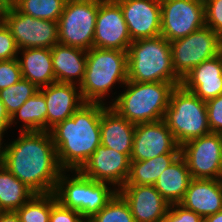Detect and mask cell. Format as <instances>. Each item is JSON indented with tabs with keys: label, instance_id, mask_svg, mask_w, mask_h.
Listing matches in <instances>:
<instances>
[{
	"label": "cell",
	"instance_id": "obj_28",
	"mask_svg": "<svg viewBox=\"0 0 222 222\" xmlns=\"http://www.w3.org/2000/svg\"><path fill=\"white\" fill-rule=\"evenodd\" d=\"M67 0H11L21 12L34 18L57 22Z\"/></svg>",
	"mask_w": 222,
	"mask_h": 222
},
{
	"label": "cell",
	"instance_id": "obj_16",
	"mask_svg": "<svg viewBox=\"0 0 222 222\" xmlns=\"http://www.w3.org/2000/svg\"><path fill=\"white\" fill-rule=\"evenodd\" d=\"M133 41L161 35L160 0H116Z\"/></svg>",
	"mask_w": 222,
	"mask_h": 222
},
{
	"label": "cell",
	"instance_id": "obj_12",
	"mask_svg": "<svg viewBox=\"0 0 222 222\" xmlns=\"http://www.w3.org/2000/svg\"><path fill=\"white\" fill-rule=\"evenodd\" d=\"M161 35L169 42L205 26L203 0H160Z\"/></svg>",
	"mask_w": 222,
	"mask_h": 222
},
{
	"label": "cell",
	"instance_id": "obj_31",
	"mask_svg": "<svg viewBox=\"0 0 222 222\" xmlns=\"http://www.w3.org/2000/svg\"><path fill=\"white\" fill-rule=\"evenodd\" d=\"M90 222H135L130 207L117 191L108 203L91 219Z\"/></svg>",
	"mask_w": 222,
	"mask_h": 222
},
{
	"label": "cell",
	"instance_id": "obj_27",
	"mask_svg": "<svg viewBox=\"0 0 222 222\" xmlns=\"http://www.w3.org/2000/svg\"><path fill=\"white\" fill-rule=\"evenodd\" d=\"M23 122L20 131H47V106L44 96L39 90L10 117V126ZM12 125V126H11Z\"/></svg>",
	"mask_w": 222,
	"mask_h": 222
},
{
	"label": "cell",
	"instance_id": "obj_36",
	"mask_svg": "<svg viewBox=\"0 0 222 222\" xmlns=\"http://www.w3.org/2000/svg\"><path fill=\"white\" fill-rule=\"evenodd\" d=\"M161 222H204V219L180 203L170 204Z\"/></svg>",
	"mask_w": 222,
	"mask_h": 222
},
{
	"label": "cell",
	"instance_id": "obj_38",
	"mask_svg": "<svg viewBox=\"0 0 222 222\" xmlns=\"http://www.w3.org/2000/svg\"><path fill=\"white\" fill-rule=\"evenodd\" d=\"M10 117L7 114L3 102L0 100V130H8L10 128Z\"/></svg>",
	"mask_w": 222,
	"mask_h": 222
},
{
	"label": "cell",
	"instance_id": "obj_32",
	"mask_svg": "<svg viewBox=\"0 0 222 222\" xmlns=\"http://www.w3.org/2000/svg\"><path fill=\"white\" fill-rule=\"evenodd\" d=\"M82 215L74 210L63 206L56 198L55 193H51V213L49 222H83Z\"/></svg>",
	"mask_w": 222,
	"mask_h": 222
},
{
	"label": "cell",
	"instance_id": "obj_9",
	"mask_svg": "<svg viewBox=\"0 0 222 222\" xmlns=\"http://www.w3.org/2000/svg\"><path fill=\"white\" fill-rule=\"evenodd\" d=\"M0 19L9 28L19 50L51 49L59 43L57 22L21 13L11 2L3 6Z\"/></svg>",
	"mask_w": 222,
	"mask_h": 222
},
{
	"label": "cell",
	"instance_id": "obj_6",
	"mask_svg": "<svg viewBox=\"0 0 222 222\" xmlns=\"http://www.w3.org/2000/svg\"><path fill=\"white\" fill-rule=\"evenodd\" d=\"M163 121L180 146L211 132L206 102L181 85L172 91Z\"/></svg>",
	"mask_w": 222,
	"mask_h": 222
},
{
	"label": "cell",
	"instance_id": "obj_19",
	"mask_svg": "<svg viewBox=\"0 0 222 222\" xmlns=\"http://www.w3.org/2000/svg\"><path fill=\"white\" fill-rule=\"evenodd\" d=\"M184 89L207 102L222 94V53L203 61L181 80Z\"/></svg>",
	"mask_w": 222,
	"mask_h": 222
},
{
	"label": "cell",
	"instance_id": "obj_22",
	"mask_svg": "<svg viewBox=\"0 0 222 222\" xmlns=\"http://www.w3.org/2000/svg\"><path fill=\"white\" fill-rule=\"evenodd\" d=\"M51 57L56 82L80 86L86 69L87 51L58 43L51 48Z\"/></svg>",
	"mask_w": 222,
	"mask_h": 222
},
{
	"label": "cell",
	"instance_id": "obj_18",
	"mask_svg": "<svg viewBox=\"0 0 222 222\" xmlns=\"http://www.w3.org/2000/svg\"><path fill=\"white\" fill-rule=\"evenodd\" d=\"M39 90L47 106V131L70 118L85 103L79 86L75 84L55 82Z\"/></svg>",
	"mask_w": 222,
	"mask_h": 222
},
{
	"label": "cell",
	"instance_id": "obj_42",
	"mask_svg": "<svg viewBox=\"0 0 222 222\" xmlns=\"http://www.w3.org/2000/svg\"><path fill=\"white\" fill-rule=\"evenodd\" d=\"M11 0H0V3L4 6L6 4H9Z\"/></svg>",
	"mask_w": 222,
	"mask_h": 222
},
{
	"label": "cell",
	"instance_id": "obj_37",
	"mask_svg": "<svg viewBox=\"0 0 222 222\" xmlns=\"http://www.w3.org/2000/svg\"><path fill=\"white\" fill-rule=\"evenodd\" d=\"M211 132L222 134V94L206 102Z\"/></svg>",
	"mask_w": 222,
	"mask_h": 222
},
{
	"label": "cell",
	"instance_id": "obj_4",
	"mask_svg": "<svg viewBox=\"0 0 222 222\" xmlns=\"http://www.w3.org/2000/svg\"><path fill=\"white\" fill-rule=\"evenodd\" d=\"M127 80V51L96 47L87 51L84 78L79 86L84 102L105 104L113 86L119 83L124 87Z\"/></svg>",
	"mask_w": 222,
	"mask_h": 222
},
{
	"label": "cell",
	"instance_id": "obj_29",
	"mask_svg": "<svg viewBox=\"0 0 222 222\" xmlns=\"http://www.w3.org/2000/svg\"><path fill=\"white\" fill-rule=\"evenodd\" d=\"M39 88L27 79L21 78L16 84L0 90V100L11 117L27 99L31 98Z\"/></svg>",
	"mask_w": 222,
	"mask_h": 222
},
{
	"label": "cell",
	"instance_id": "obj_13",
	"mask_svg": "<svg viewBox=\"0 0 222 222\" xmlns=\"http://www.w3.org/2000/svg\"><path fill=\"white\" fill-rule=\"evenodd\" d=\"M131 43L119 3L116 0H98L93 47L127 51Z\"/></svg>",
	"mask_w": 222,
	"mask_h": 222
},
{
	"label": "cell",
	"instance_id": "obj_41",
	"mask_svg": "<svg viewBox=\"0 0 222 222\" xmlns=\"http://www.w3.org/2000/svg\"><path fill=\"white\" fill-rule=\"evenodd\" d=\"M204 222H222V210L213 215L207 216L204 219Z\"/></svg>",
	"mask_w": 222,
	"mask_h": 222
},
{
	"label": "cell",
	"instance_id": "obj_21",
	"mask_svg": "<svg viewBox=\"0 0 222 222\" xmlns=\"http://www.w3.org/2000/svg\"><path fill=\"white\" fill-rule=\"evenodd\" d=\"M135 127V124L129 122L107 104L101 112V145L125 153L130 157Z\"/></svg>",
	"mask_w": 222,
	"mask_h": 222
},
{
	"label": "cell",
	"instance_id": "obj_23",
	"mask_svg": "<svg viewBox=\"0 0 222 222\" xmlns=\"http://www.w3.org/2000/svg\"><path fill=\"white\" fill-rule=\"evenodd\" d=\"M20 53L22 56L18 57V61L21 67L22 78L29 80L38 88L56 82L51 49L27 48L19 50Z\"/></svg>",
	"mask_w": 222,
	"mask_h": 222
},
{
	"label": "cell",
	"instance_id": "obj_7",
	"mask_svg": "<svg viewBox=\"0 0 222 222\" xmlns=\"http://www.w3.org/2000/svg\"><path fill=\"white\" fill-rule=\"evenodd\" d=\"M67 172L60 174L54 193L63 206L78 211L85 220L97 214L118 191L107 182L83 176L78 170L70 171L71 177Z\"/></svg>",
	"mask_w": 222,
	"mask_h": 222
},
{
	"label": "cell",
	"instance_id": "obj_30",
	"mask_svg": "<svg viewBox=\"0 0 222 222\" xmlns=\"http://www.w3.org/2000/svg\"><path fill=\"white\" fill-rule=\"evenodd\" d=\"M15 212L20 222H49L51 193L35 194Z\"/></svg>",
	"mask_w": 222,
	"mask_h": 222
},
{
	"label": "cell",
	"instance_id": "obj_35",
	"mask_svg": "<svg viewBox=\"0 0 222 222\" xmlns=\"http://www.w3.org/2000/svg\"><path fill=\"white\" fill-rule=\"evenodd\" d=\"M19 49L9 28L0 19V60L18 58Z\"/></svg>",
	"mask_w": 222,
	"mask_h": 222
},
{
	"label": "cell",
	"instance_id": "obj_43",
	"mask_svg": "<svg viewBox=\"0 0 222 222\" xmlns=\"http://www.w3.org/2000/svg\"><path fill=\"white\" fill-rule=\"evenodd\" d=\"M2 8H3V5L0 3V16H1Z\"/></svg>",
	"mask_w": 222,
	"mask_h": 222
},
{
	"label": "cell",
	"instance_id": "obj_39",
	"mask_svg": "<svg viewBox=\"0 0 222 222\" xmlns=\"http://www.w3.org/2000/svg\"><path fill=\"white\" fill-rule=\"evenodd\" d=\"M0 222H20L19 216L15 211L0 212Z\"/></svg>",
	"mask_w": 222,
	"mask_h": 222
},
{
	"label": "cell",
	"instance_id": "obj_11",
	"mask_svg": "<svg viewBox=\"0 0 222 222\" xmlns=\"http://www.w3.org/2000/svg\"><path fill=\"white\" fill-rule=\"evenodd\" d=\"M192 178L222 179V134L210 132L180 146Z\"/></svg>",
	"mask_w": 222,
	"mask_h": 222
},
{
	"label": "cell",
	"instance_id": "obj_5",
	"mask_svg": "<svg viewBox=\"0 0 222 222\" xmlns=\"http://www.w3.org/2000/svg\"><path fill=\"white\" fill-rule=\"evenodd\" d=\"M127 68L128 80L133 82L181 84L174 71L170 42L162 35L133 41L127 50Z\"/></svg>",
	"mask_w": 222,
	"mask_h": 222
},
{
	"label": "cell",
	"instance_id": "obj_24",
	"mask_svg": "<svg viewBox=\"0 0 222 222\" xmlns=\"http://www.w3.org/2000/svg\"><path fill=\"white\" fill-rule=\"evenodd\" d=\"M191 180L187 163L180 155L162 172L154 187L170 205L183 200Z\"/></svg>",
	"mask_w": 222,
	"mask_h": 222
},
{
	"label": "cell",
	"instance_id": "obj_15",
	"mask_svg": "<svg viewBox=\"0 0 222 222\" xmlns=\"http://www.w3.org/2000/svg\"><path fill=\"white\" fill-rule=\"evenodd\" d=\"M167 153H181V149L163 120L136 124L131 161H144Z\"/></svg>",
	"mask_w": 222,
	"mask_h": 222
},
{
	"label": "cell",
	"instance_id": "obj_34",
	"mask_svg": "<svg viewBox=\"0 0 222 222\" xmlns=\"http://www.w3.org/2000/svg\"><path fill=\"white\" fill-rule=\"evenodd\" d=\"M205 26L222 38V0H204Z\"/></svg>",
	"mask_w": 222,
	"mask_h": 222
},
{
	"label": "cell",
	"instance_id": "obj_17",
	"mask_svg": "<svg viewBox=\"0 0 222 222\" xmlns=\"http://www.w3.org/2000/svg\"><path fill=\"white\" fill-rule=\"evenodd\" d=\"M118 192L127 201L135 222H161L169 208L154 185H124Z\"/></svg>",
	"mask_w": 222,
	"mask_h": 222
},
{
	"label": "cell",
	"instance_id": "obj_14",
	"mask_svg": "<svg viewBox=\"0 0 222 222\" xmlns=\"http://www.w3.org/2000/svg\"><path fill=\"white\" fill-rule=\"evenodd\" d=\"M130 166L128 155L99 145L78 171L87 178L107 182L119 190L127 182Z\"/></svg>",
	"mask_w": 222,
	"mask_h": 222
},
{
	"label": "cell",
	"instance_id": "obj_10",
	"mask_svg": "<svg viewBox=\"0 0 222 222\" xmlns=\"http://www.w3.org/2000/svg\"><path fill=\"white\" fill-rule=\"evenodd\" d=\"M172 63L182 80L194 67L222 53V38L204 26L188 36L170 42Z\"/></svg>",
	"mask_w": 222,
	"mask_h": 222
},
{
	"label": "cell",
	"instance_id": "obj_26",
	"mask_svg": "<svg viewBox=\"0 0 222 222\" xmlns=\"http://www.w3.org/2000/svg\"><path fill=\"white\" fill-rule=\"evenodd\" d=\"M35 193L0 165V212H13L21 208Z\"/></svg>",
	"mask_w": 222,
	"mask_h": 222
},
{
	"label": "cell",
	"instance_id": "obj_2",
	"mask_svg": "<svg viewBox=\"0 0 222 222\" xmlns=\"http://www.w3.org/2000/svg\"><path fill=\"white\" fill-rule=\"evenodd\" d=\"M106 106L85 102L70 118L49 130L64 171L79 170L101 145V112Z\"/></svg>",
	"mask_w": 222,
	"mask_h": 222
},
{
	"label": "cell",
	"instance_id": "obj_40",
	"mask_svg": "<svg viewBox=\"0 0 222 222\" xmlns=\"http://www.w3.org/2000/svg\"><path fill=\"white\" fill-rule=\"evenodd\" d=\"M5 131H7V130H0V165H3L5 153H6V150H7V144L4 143V141H3ZM3 143H4V145H3Z\"/></svg>",
	"mask_w": 222,
	"mask_h": 222
},
{
	"label": "cell",
	"instance_id": "obj_33",
	"mask_svg": "<svg viewBox=\"0 0 222 222\" xmlns=\"http://www.w3.org/2000/svg\"><path fill=\"white\" fill-rule=\"evenodd\" d=\"M22 78L18 58L0 60V90L16 84Z\"/></svg>",
	"mask_w": 222,
	"mask_h": 222
},
{
	"label": "cell",
	"instance_id": "obj_20",
	"mask_svg": "<svg viewBox=\"0 0 222 222\" xmlns=\"http://www.w3.org/2000/svg\"><path fill=\"white\" fill-rule=\"evenodd\" d=\"M180 204L203 219L221 211L222 179L192 178Z\"/></svg>",
	"mask_w": 222,
	"mask_h": 222
},
{
	"label": "cell",
	"instance_id": "obj_3",
	"mask_svg": "<svg viewBox=\"0 0 222 222\" xmlns=\"http://www.w3.org/2000/svg\"><path fill=\"white\" fill-rule=\"evenodd\" d=\"M124 85V92L109 104L113 109L135 125L163 120L171 93L176 87L174 84L127 80Z\"/></svg>",
	"mask_w": 222,
	"mask_h": 222
},
{
	"label": "cell",
	"instance_id": "obj_8",
	"mask_svg": "<svg viewBox=\"0 0 222 222\" xmlns=\"http://www.w3.org/2000/svg\"><path fill=\"white\" fill-rule=\"evenodd\" d=\"M97 14L98 0H67L57 21L59 44L91 49Z\"/></svg>",
	"mask_w": 222,
	"mask_h": 222
},
{
	"label": "cell",
	"instance_id": "obj_25",
	"mask_svg": "<svg viewBox=\"0 0 222 222\" xmlns=\"http://www.w3.org/2000/svg\"><path fill=\"white\" fill-rule=\"evenodd\" d=\"M180 155L181 153H167L144 161H131L125 185H154L162 172Z\"/></svg>",
	"mask_w": 222,
	"mask_h": 222
},
{
	"label": "cell",
	"instance_id": "obj_1",
	"mask_svg": "<svg viewBox=\"0 0 222 222\" xmlns=\"http://www.w3.org/2000/svg\"><path fill=\"white\" fill-rule=\"evenodd\" d=\"M3 166L35 194L55 192L64 171L49 131H20L7 143Z\"/></svg>",
	"mask_w": 222,
	"mask_h": 222
}]
</instances>
